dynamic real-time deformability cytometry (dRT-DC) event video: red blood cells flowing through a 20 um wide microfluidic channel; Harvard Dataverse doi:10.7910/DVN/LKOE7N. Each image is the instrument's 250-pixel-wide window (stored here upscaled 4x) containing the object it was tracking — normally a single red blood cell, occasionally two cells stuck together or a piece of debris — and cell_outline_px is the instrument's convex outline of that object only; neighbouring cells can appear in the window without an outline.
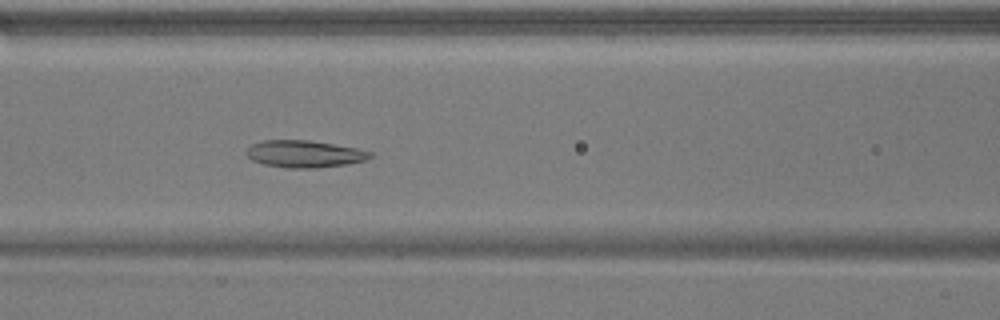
{"species": "common noctule bat (a hibernating species)", "species_latin": "Nyctalus noctula", "temperature_condition": "warm", "stored_images_in_passage": 52, "camera_frame_rate_fps": 3000, "um_per_image_px": 0.085, "animal": {"sex": "male", "body_mass_g": 17.9}, "frame": {"image": 1, "passage_image": 22, "time_ms": 7.0, "image_size_px": [1000, 320], "cell_outline_px": [[376, 156], [364, 160], [348, 164], [316, 168], [288, 168], [264, 164], [252, 160], [244, 152], [252, 144], [260, 140], [308, 140], [356, 148], [372, 152]], "centroid_in_image_um": [25.88, 13.08], "position_along_channel_um": 140.7, "area_um2": 19.59}}
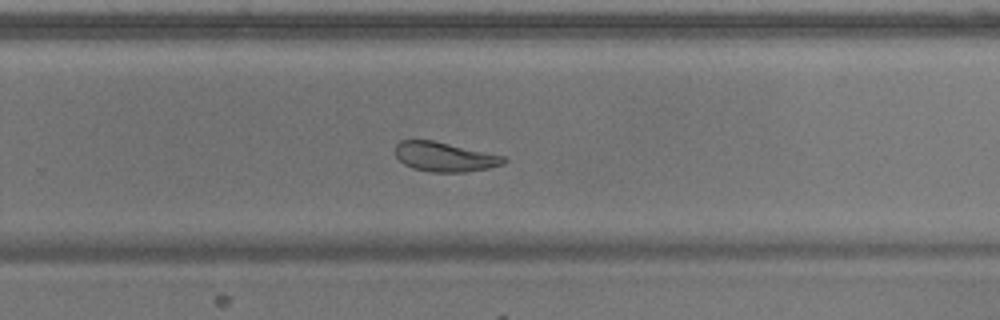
{"frame": {"image": 2, "passage_image": 34, "time_ms": 11.0, "image_size_px": [1000, 320], "cell_outline_px": [[508, 160], [504, 164], [488, 168], [464, 172], [432, 172], [412, 168], [404, 164], [396, 156], [396, 144], [400, 140], [432, 140], [504, 156]], "centroid_in_image_um": [37.79, 13.33], "position_along_channel_um": 292.0, "area_um2": 18.5}}
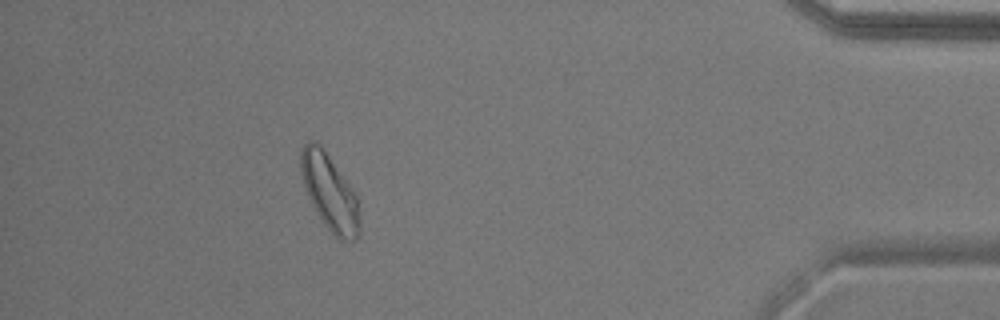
{"frame": {"image": 3, "passage_image": 47, "time_ms": 15.333, "image_size_px": [1000, 320], "cell_outline_px": [[360, 232], [356, 240], [340, 240], [328, 228], [312, 204], [308, 196], [300, 172], [300, 148], [308, 140], [316, 140], [320, 144], [348, 184], [356, 196], [360, 224]], "centroid_in_image_um": [27.99, 16.32], "position_along_channel_um": 407.2, "area_um2": 25.49}, "authors_computed_cell_mechanics": {"area_um2": 22.8021, "velocity_mm_per_s": 3.7967, "shape_relaxation_time_tau1_ms": 4.7613, "shape_relaxation_time_tau2_ms": 1.9368, "deformation_change_tau1": 0.1369, "deformation_change_tau2": 0.0859}}